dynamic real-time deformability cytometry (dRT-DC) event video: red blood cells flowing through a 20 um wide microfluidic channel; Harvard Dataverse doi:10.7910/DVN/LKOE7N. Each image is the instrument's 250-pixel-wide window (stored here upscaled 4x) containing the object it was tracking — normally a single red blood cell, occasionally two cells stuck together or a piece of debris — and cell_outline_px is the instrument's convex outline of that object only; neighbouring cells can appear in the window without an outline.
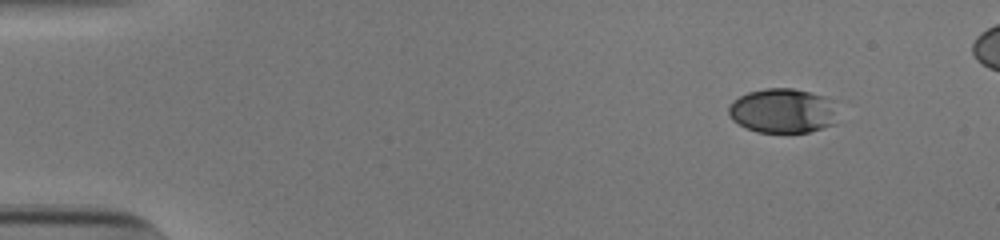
{"species": "human", "species_latin": "Homo sapiens", "temperature_condition": "cold", "stored_images_in_passage": 48, "camera_frame_rate_fps": 3000, "um_per_image_px": 0.085, "donor": {"sex": "male"}, "frame": {"image": 1, "passage_image": 1, "time_ms": 0.0, "image_size_px": [1000, 240], "cell_outline_px": [[836, 124], [808, 132], [756, 132], [732, 120], [728, 116], [728, 108], [732, 100], [748, 92], [764, 88], [792, 88], [824, 96], [832, 108]], "centroid_in_image_um": [66.44, 9.42], "position_along_channel_um": 18.6, "area_um2": 27.92}}
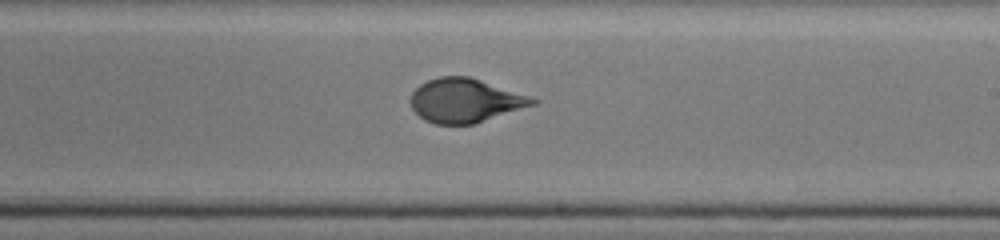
{"frame": {"image": 2, "passage_image": 28, "time_ms": 9.0, "image_size_px": [1000, 240], "cell_outline_px": [[540, 100], [536, 104], [476, 124], [436, 124], [424, 120], [412, 108], [408, 100], [412, 92], [420, 84], [428, 80], [440, 76], [468, 76]], "centroid_in_image_um": [39.5, 8.55], "position_along_channel_um": 249.5, "area_um2": 31.15}}
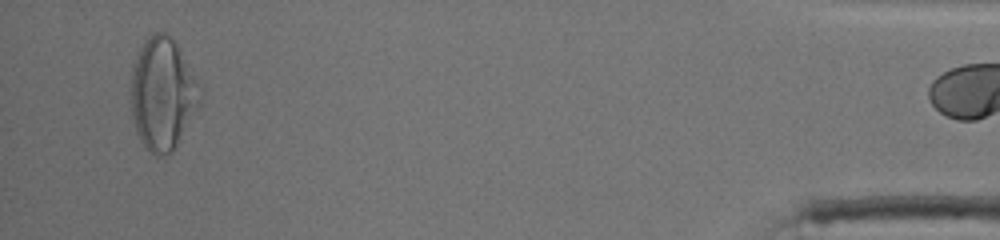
{"frame": {"image": 3, "passage_image": 47, "time_ms": 15.333, "image_size_px": [1000, 240], "cell_outline_px": [[200, 104], [176, 148], [168, 156], [156, 156], [148, 152], [140, 140], [136, 132], [132, 116], [132, 68], [140, 48], [148, 36], [152, 32], [164, 32], [172, 36], [196, 80], [200, 100]], "centroid_in_image_um": [13.8, 8.03], "position_along_channel_um": 421.4, "area_um2": 44.85}}